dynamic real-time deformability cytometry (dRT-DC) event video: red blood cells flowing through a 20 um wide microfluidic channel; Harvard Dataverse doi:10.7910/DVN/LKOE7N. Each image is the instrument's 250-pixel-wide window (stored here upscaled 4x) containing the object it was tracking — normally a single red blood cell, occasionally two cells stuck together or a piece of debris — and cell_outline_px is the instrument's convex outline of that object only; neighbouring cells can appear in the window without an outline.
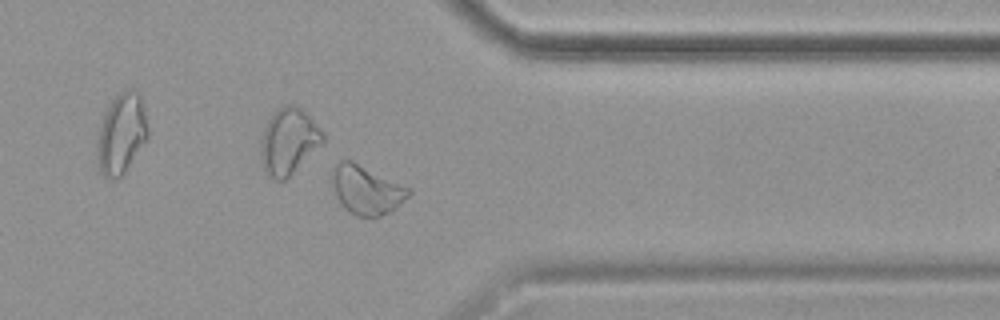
{"species": "common noctule bat (a hibernating species)", "species_latin": "Nyctalus noctula", "temperature_condition": "cold", "stored_images_in_passage": 37, "camera_frame_rate_fps": 3000, "um_per_image_px": 0.085, "animal": {"sex": "female", "body_mass_g": 19.9}, "frame": {"image": 1, "passage_image": 27, "time_ms": 8.667, "image_size_px": [1000, 320], "cell_outline_px": [[412, 192], [396, 208], [380, 216], [356, 216], [348, 212], [344, 208], [332, 184], [332, 168], [340, 160], [352, 160], [408, 188]], "centroid_in_image_um": [31.12, 16.14], "position_along_channel_um": 380.3, "area_um2": 21.27}}